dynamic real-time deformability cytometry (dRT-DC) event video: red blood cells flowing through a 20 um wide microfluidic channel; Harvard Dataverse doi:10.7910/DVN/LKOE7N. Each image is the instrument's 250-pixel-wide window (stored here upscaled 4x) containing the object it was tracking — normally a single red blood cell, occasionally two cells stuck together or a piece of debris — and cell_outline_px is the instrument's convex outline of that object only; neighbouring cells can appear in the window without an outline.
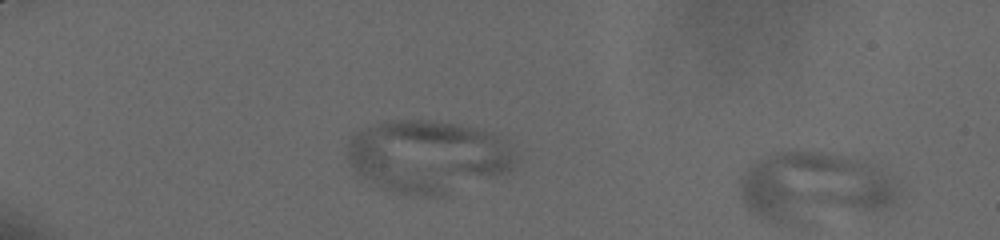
{"species": "human", "species_latin": "Homo sapiens", "temperature_condition": "cold", "stored_images_in_passage": 40, "camera_frame_rate_fps": 3000, "um_per_image_px": 0.085, "donor": {"sex": "male"}, "frame": {"image": 1, "passage_image": 1, "time_ms": 0.0, "image_size_px": [1000, 240], "cell_outline_px": [[900, 192], [896, 200], [880, 208], [784, 224], [768, 220], [756, 216], [744, 204], [740, 196], [740, 172], [752, 160], [772, 152], [788, 148], [800, 148], [828, 152], [868, 160], [880, 164], [892, 176]], "centroid_in_image_um": [69.15, 15.77], "position_along_channel_um": 15.8, "area_um2": 65.66}}